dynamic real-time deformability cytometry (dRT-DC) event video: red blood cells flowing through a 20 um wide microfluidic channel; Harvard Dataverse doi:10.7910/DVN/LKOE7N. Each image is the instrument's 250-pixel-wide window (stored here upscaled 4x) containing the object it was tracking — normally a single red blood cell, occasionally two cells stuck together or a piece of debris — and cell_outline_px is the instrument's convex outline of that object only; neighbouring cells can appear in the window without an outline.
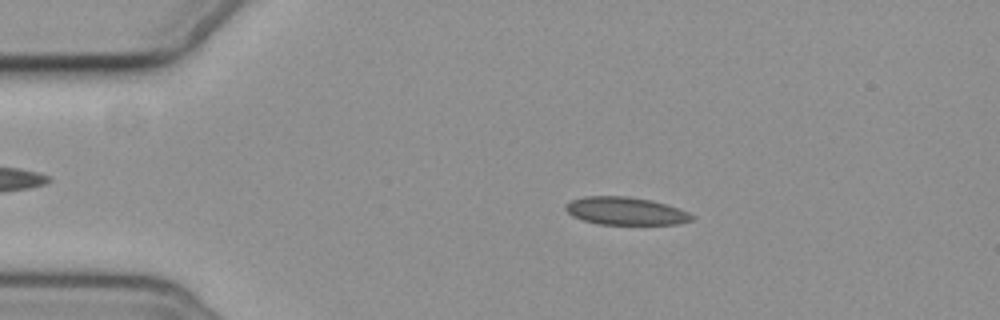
{"species": "common noctule bat (a hibernating species)", "species_latin": "Nyctalus noctula", "temperature_condition": "cold", "stored_images_in_passage": 5, "camera_frame_rate_fps": 3000, "um_per_image_px": 0.085, "animal": {"sex": "female", "body_mass_g": 19.3, "forearm_length_mm": 54.1}, "frame": {"image": 1, "passage_image": 3, "time_ms": 2.667, "image_size_px": [1000, 320], "cell_outline_px": [[696, 216], [692, 220], [676, 224], [596, 224], [572, 216], [564, 208], [564, 204], [572, 200], [584, 196], [628, 196], [652, 200], [688, 212]], "centroid_in_image_um": [53.14, 17.93], "position_along_channel_um": 31.9, "area_um2": 20.4}}